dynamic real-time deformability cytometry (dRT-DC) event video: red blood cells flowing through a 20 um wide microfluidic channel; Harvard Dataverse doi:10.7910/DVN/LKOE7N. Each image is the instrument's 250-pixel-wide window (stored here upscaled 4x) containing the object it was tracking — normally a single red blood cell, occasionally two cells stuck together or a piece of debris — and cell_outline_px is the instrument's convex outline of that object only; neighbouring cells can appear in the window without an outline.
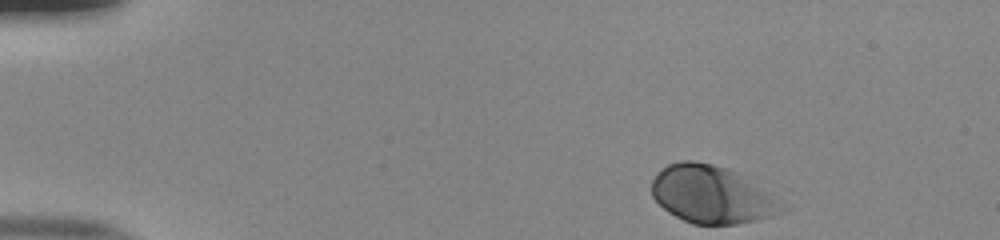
{"species": "human", "species_latin": "Homo sapiens", "temperature_condition": "room temperature", "stored_images_in_passage": 47, "camera_frame_rate_fps": 3000, "um_per_image_px": 0.085, "donor": {"sex": "male"}, "frame": {"image": 1, "passage_image": 1, "time_ms": 0.0, "image_size_px": [1000, 240], "cell_outline_px": [[788, 212], [756, 220], [736, 224], [692, 224], [668, 212], [652, 196], [652, 180], [656, 172], [660, 168], [668, 164], [680, 160], [692, 160], [712, 164], [752, 176], [788, 208]], "centroid_in_image_um": [60.57, 16.52], "position_along_channel_um": 24.4, "area_um2": 44.62}}
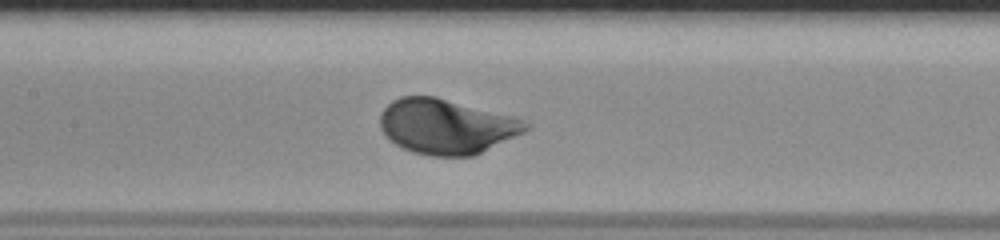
{"frame": {"image": 2, "passage_image": 20, "time_ms": 6.333, "image_size_px": [1000, 240], "cell_outline_px": [[532, 128], [476, 156], [428, 156], [412, 152], [396, 144], [380, 128], [380, 112], [392, 100], [400, 96], [436, 96], [512, 116], [524, 120], [532, 124]], "centroid_in_image_um": [37.97, 10.75], "position_along_channel_um": 169.4, "area_um2": 46.88}}
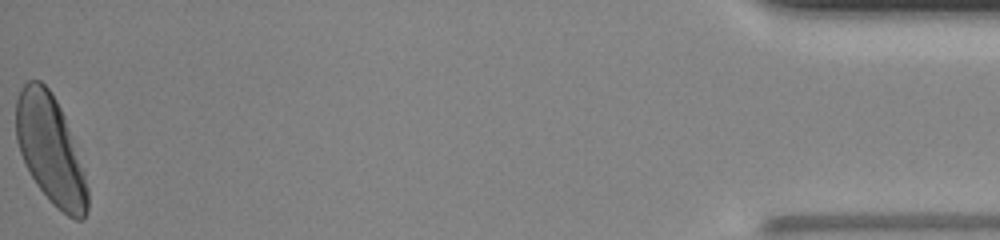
{"frame": {"image": 3, "passage_image": 47, "time_ms": 15.333, "image_size_px": [1000, 240], "cell_outline_px": [[88, 212], [84, 220], [76, 220], [68, 216], [56, 208], [52, 204], [36, 184], [20, 152], [16, 140], [16, 100], [20, 88], [28, 80], [40, 80], [48, 88], [56, 100], [64, 116], [84, 172], [88, 188]], "centroid_in_image_um": [4.29, 12.75], "position_along_channel_um": 430.9, "area_um2": 44.91}, "authors_computed_cell_mechanics": {"area_um2": 43.6968, "velocity_mm_per_s": 3.8607, "shape_relaxation_time_tau1_ms": 1.4905, "shape_relaxation_time_tau2_ms": null, "deformation_change_tau1": 0.1303, "deformation_change_tau2": null}}